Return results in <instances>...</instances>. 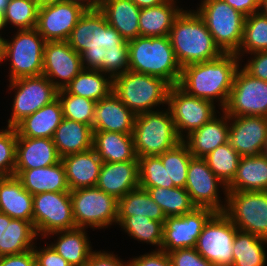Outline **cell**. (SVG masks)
<instances>
[{
  "instance_id": "cell-20",
  "label": "cell",
  "mask_w": 267,
  "mask_h": 266,
  "mask_svg": "<svg viewBox=\"0 0 267 266\" xmlns=\"http://www.w3.org/2000/svg\"><path fill=\"white\" fill-rule=\"evenodd\" d=\"M229 142L241 157L267 150V117L229 116Z\"/></svg>"
},
{
  "instance_id": "cell-48",
  "label": "cell",
  "mask_w": 267,
  "mask_h": 266,
  "mask_svg": "<svg viewBox=\"0 0 267 266\" xmlns=\"http://www.w3.org/2000/svg\"><path fill=\"white\" fill-rule=\"evenodd\" d=\"M171 266H214L202 257L195 248H182L168 253Z\"/></svg>"
},
{
  "instance_id": "cell-41",
  "label": "cell",
  "mask_w": 267,
  "mask_h": 266,
  "mask_svg": "<svg viewBox=\"0 0 267 266\" xmlns=\"http://www.w3.org/2000/svg\"><path fill=\"white\" fill-rule=\"evenodd\" d=\"M168 173V188H185L187 170L193 155L187 145L181 141L174 148L158 155Z\"/></svg>"
},
{
  "instance_id": "cell-42",
  "label": "cell",
  "mask_w": 267,
  "mask_h": 266,
  "mask_svg": "<svg viewBox=\"0 0 267 266\" xmlns=\"http://www.w3.org/2000/svg\"><path fill=\"white\" fill-rule=\"evenodd\" d=\"M266 50L267 16L260 12L252 13L245 19L243 40L236 55L242 60L244 54Z\"/></svg>"
},
{
  "instance_id": "cell-58",
  "label": "cell",
  "mask_w": 267,
  "mask_h": 266,
  "mask_svg": "<svg viewBox=\"0 0 267 266\" xmlns=\"http://www.w3.org/2000/svg\"><path fill=\"white\" fill-rule=\"evenodd\" d=\"M259 12L267 16V0H260Z\"/></svg>"
},
{
  "instance_id": "cell-15",
  "label": "cell",
  "mask_w": 267,
  "mask_h": 266,
  "mask_svg": "<svg viewBox=\"0 0 267 266\" xmlns=\"http://www.w3.org/2000/svg\"><path fill=\"white\" fill-rule=\"evenodd\" d=\"M223 111L229 116L267 117V81L251 76L241 65Z\"/></svg>"
},
{
  "instance_id": "cell-2",
  "label": "cell",
  "mask_w": 267,
  "mask_h": 266,
  "mask_svg": "<svg viewBox=\"0 0 267 266\" xmlns=\"http://www.w3.org/2000/svg\"><path fill=\"white\" fill-rule=\"evenodd\" d=\"M240 61L235 53H223L216 59L187 65L181 70L178 86L191 96L213 103L217 100L223 110Z\"/></svg>"
},
{
  "instance_id": "cell-26",
  "label": "cell",
  "mask_w": 267,
  "mask_h": 266,
  "mask_svg": "<svg viewBox=\"0 0 267 266\" xmlns=\"http://www.w3.org/2000/svg\"><path fill=\"white\" fill-rule=\"evenodd\" d=\"M14 176L32 195L43 192H70L62 161L48 167L14 171Z\"/></svg>"
},
{
  "instance_id": "cell-62",
  "label": "cell",
  "mask_w": 267,
  "mask_h": 266,
  "mask_svg": "<svg viewBox=\"0 0 267 266\" xmlns=\"http://www.w3.org/2000/svg\"><path fill=\"white\" fill-rule=\"evenodd\" d=\"M4 39H5V38L1 37V35H0V63L3 62Z\"/></svg>"
},
{
  "instance_id": "cell-21",
  "label": "cell",
  "mask_w": 267,
  "mask_h": 266,
  "mask_svg": "<svg viewBox=\"0 0 267 266\" xmlns=\"http://www.w3.org/2000/svg\"><path fill=\"white\" fill-rule=\"evenodd\" d=\"M135 117L112 91L96 102L92 130L133 134Z\"/></svg>"
},
{
  "instance_id": "cell-28",
  "label": "cell",
  "mask_w": 267,
  "mask_h": 266,
  "mask_svg": "<svg viewBox=\"0 0 267 266\" xmlns=\"http://www.w3.org/2000/svg\"><path fill=\"white\" fill-rule=\"evenodd\" d=\"M0 212L12 219L33 222V195L14 175L0 177Z\"/></svg>"
},
{
  "instance_id": "cell-13",
  "label": "cell",
  "mask_w": 267,
  "mask_h": 266,
  "mask_svg": "<svg viewBox=\"0 0 267 266\" xmlns=\"http://www.w3.org/2000/svg\"><path fill=\"white\" fill-rule=\"evenodd\" d=\"M237 230L223 212H216L204 225L195 249L214 266H232V245Z\"/></svg>"
},
{
  "instance_id": "cell-31",
  "label": "cell",
  "mask_w": 267,
  "mask_h": 266,
  "mask_svg": "<svg viewBox=\"0 0 267 266\" xmlns=\"http://www.w3.org/2000/svg\"><path fill=\"white\" fill-rule=\"evenodd\" d=\"M52 139L60 158H63L91 149L93 130L89 125L63 118Z\"/></svg>"
},
{
  "instance_id": "cell-23",
  "label": "cell",
  "mask_w": 267,
  "mask_h": 266,
  "mask_svg": "<svg viewBox=\"0 0 267 266\" xmlns=\"http://www.w3.org/2000/svg\"><path fill=\"white\" fill-rule=\"evenodd\" d=\"M60 161L53 139L17 137L15 171L48 167Z\"/></svg>"
},
{
  "instance_id": "cell-59",
  "label": "cell",
  "mask_w": 267,
  "mask_h": 266,
  "mask_svg": "<svg viewBox=\"0 0 267 266\" xmlns=\"http://www.w3.org/2000/svg\"><path fill=\"white\" fill-rule=\"evenodd\" d=\"M3 220H4V213L0 212V246H2Z\"/></svg>"
},
{
  "instance_id": "cell-35",
  "label": "cell",
  "mask_w": 267,
  "mask_h": 266,
  "mask_svg": "<svg viewBox=\"0 0 267 266\" xmlns=\"http://www.w3.org/2000/svg\"><path fill=\"white\" fill-rule=\"evenodd\" d=\"M37 236L33 222L12 219L4 214L0 257L21 254L32 250Z\"/></svg>"
},
{
  "instance_id": "cell-53",
  "label": "cell",
  "mask_w": 267,
  "mask_h": 266,
  "mask_svg": "<svg viewBox=\"0 0 267 266\" xmlns=\"http://www.w3.org/2000/svg\"><path fill=\"white\" fill-rule=\"evenodd\" d=\"M0 266H37L33 249L27 252L0 257Z\"/></svg>"
},
{
  "instance_id": "cell-43",
  "label": "cell",
  "mask_w": 267,
  "mask_h": 266,
  "mask_svg": "<svg viewBox=\"0 0 267 266\" xmlns=\"http://www.w3.org/2000/svg\"><path fill=\"white\" fill-rule=\"evenodd\" d=\"M209 168L226 185L235 177L241 156L230 142L218 146L204 157Z\"/></svg>"
},
{
  "instance_id": "cell-60",
  "label": "cell",
  "mask_w": 267,
  "mask_h": 266,
  "mask_svg": "<svg viewBox=\"0 0 267 266\" xmlns=\"http://www.w3.org/2000/svg\"><path fill=\"white\" fill-rule=\"evenodd\" d=\"M11 0H0V11L5 12L8 4L10 3Z\"/></svg>"
},
{
  "instance_id": "cell-54",
  "label": "cell",
  "mask_w": 267,
  "mask_h": 266,
  "mask_svg": "<svg viewBox=\"0 0 267 266\" xmlns=\"http://www.w3.org/2000/svg\"><path fill=\"white\" fill-rule=\"evenodd\" d=\"M245 17L259 12L260 0H223Z\"/></svg>"
},
{
  "instance_id": "cell-51",
  "label": "cell",
  "mask_w": 267,
  "mask_h": 266,
  "mask_svg": "<svg viewBox=\"0 0 267 266\" xmlns=\"http://www.w3.org/2000/svg\"><path fill=\"white\" fill-rule=\"evenodd\" d=\"M129 266H171L168 253L163 250H153L150 253L140 255L129 260Z\"/></svg>"
},
{
  "instance_id": "cell-39",
  "label": "cell",
  "mask_w": 267,
  "mask_h": 266,
  "mask_svg": "<svg viewBox=\"0 0 267 266\" xmlns=\"http://www.w3.org/2000/svg\"><path fill=\"white\" fill-rule=\"evenodd\" d=\"M141 189L147 190L166 217L181 216L196 208L185 188L152 187Z\"/></svg>"
},
{
  "instance_id": "cell-17",
  "label": "cell",
  "mask_w": 267,
  "mask_h": 266,
  "mask_svg": "<svg viewBox=\"0 0 267 266\" xmlns=\"http://www.w3.org/2000/svg\"><path fill=\"white\" fill-rule=\"evenodd\" d=\"M215 213L210 208L196 207L184 215L166 217L161 250L169 253L182 248H195L204 225Z\"/></svg>"
},
{
  "instance_id": "cell-46",
  "label": "cell",
  "mask_w": 267,
  "mask_h": 266,
  "mask_svg": "<svg viewBox=\"0 0 267 266\" xmlns=\"http://www.w3.org/2000/svg\"><path fill=\"white\" fill-rule=\"evenodd\" d=\"M139 188H168V173L158 156L138 157Z\"/></svg>"
},
{
  "instance_id": "cell-11",
  "label": "cell",
  "mask_w": 267,
  "mask_h": 266,
  "mask_svg": "<svg viewBox=\"0 0 267 266\" xmlns=\"http://www.w3.org/2000/svg\"><path fill=\"white\" fill-rule=\"evenodd\" d=\"M33 225L37 235L77 228L70 192H43L33 195Z\"/></svg>"
},
{
  "instance_id": "cell-29",
  "label": "cell",
  "mask_w": 267,
  "mask_h": 266,
  "mask_svg": "<svg viewBox=\"0 0 267 266\" xmlns=\"http://www.w3.org/2000/svg\"><path fill=\"white\" fill-rule=\"evenodd\" d=\"M92 148L102 162L138 161L132 134L93 131Z\"/></svg>"
},
{
  "instance_id": "cell-33",
  "label": "cell",
  "mask_w": 267,
  "mask_h": 266,
  "mask_svg": "<svg viewBox=\"0 0 267 266\" xmlns=\"http://www.w3.org/2000/svg\"><path fill=\"white\" fill-rule=\"evenodd\" d=\"M86 228H74L48 234L44 239L58 235L50 245L71 266H86L92 251ZM50 235V236H49Z\"/></svg>"
},
{
  "instance_id": "cell-56",
  "label": "cell",
  "mask_w": 267,
  "mask_h": 266,
  "mask_svg": "<svg viewBox=\"0 0 267 266\" xmlns=\"http://www.w3.org/2000/svg\"><path fill=\"white\" fill-rule=\"evenodd\" d=\"M140 9L147 7H154L162 4L167 0H132Z\"/></svg>"
},
{
  "instance_id": "cell-4",
  "label": "cell",
  "mask_w": 267,
  "mask_h": 266,
  "mask_svg": "<svg viewBox=\"0 0 267 266\" xmlns=\"http://www.w3.org/2000/svg\"><path fill=\"white\" fill-rule=\"evenodd\" d=\"M129 70L164 79L171 86L178 85L181 77L169 36H138L128 41Z\"/></svg>"
},
{
  "instance_id": "cell-14",
  "label": "cell",
  "mask_w": 267,
  "mask_h": 266,
  "mask_svg": "<svg viewBox=\"0 0 267 266\" xmlns=\"http://www.w3.org/2000/svg\"><path fill=\"white\" fill-rule=\"evenodd\" d=\"M215 103L187 94L178 85L171 86L167 105L178 136L183 140L217 115ZM185 134H184V133Z\"/></svg>"
},
{
  "instance_id": "cell-55",
  "label": "cell",
  "mask_w": 267,
  "mask_h": 266,
  "mask_svg": "<svg viewBox=\"0 0 267 266\" xmlns=\"http://www.w3.org/2000/svg\"><path fill=\"white\" fill-rule=\"evenodd\" d=\"M81 5L86 10H95L100 8L102 0H67Z\"/></svg>"
},
{
  "instance_id": "cell-47",
  "label": "cell",
  "mask_w": 267,
  "mask_h": 266,
  "mask_svg": "<svg viewBox=\"0 0 267 266\" xmlns=\"http://www.w3.org/2000/svg\"><path fill=\"white\" fill-rule=\"evenodd\" d=\"M17 132L7 126L0 130V177L13 176L16 164Z\"/></svg>"
},
{
  "instance_id": "cell-25",
  "label": "cell",
  "mask_w": 267,
  "mask_h": 266,
  "mask_svg": "<svg viewBox=\"0 0 267 266\" xmlns=\"http://www.w3.org/2000/svg\"><path fill=\"white\" fill-rule=\"evenodd\" d=\"M70 191L96 187L103 162L93 148L61 158Z\"/></svg>"
},
{
  "instance_id": "cell-8",
  "label": "cell",
  "mask_w": 267,
  "mask_h": 266,
  "mask_svg": "<svg viewBox=\"0 0 267 266\" xmlns=\"http://www.w3.org/2000/svg\"><path fill=\"white\" fill-rule=\"evenodd\" d=\"M45 44L36 28L17 29L11 41L4 39L3 61L10 60L8 81L41 75Z\"/></svg>"
},
{
  "instance_id": "cell-12",
  "label": "cell",
  "mask_w": 267,
  "mask_h": 266,
  "mask_svg": "<svg viewBox=\"0 0 267 266\" xmlns=\"http://www.w3.org/2000/svg\"><path fill=\"white\" fill-rule=\"evenodd\" d=\"M9 82V90L15 92L11 118L7 122L10 127L58 98L59 90L43 74Z\"/></svg>"
},
{
  "instance_id": "cell-27",
  "label": "cell",
  "mask_w": 267,
  "mask_h": 266,
  "mask_svg": "<svg viewBox=\"0 0 267 266\" xmlns=\"http://www.w3.org/2000/svg\"><path fill=\"white\" fill-rule=\"evenodd\" d=\"M62 119V105L57 98L50 104L23 118L14 128L16 129L17 137L52 139Z\"/></svg>"
},
{
  "instance_id": "cell-49",
  "label": "cell",
  "mask_w": 267,
  "mask_h": 266,
  "mask_svg": "<svg viewBox=\"0 0 267 266\" xmlns=\"http://www.w3.org/2000/svg\"><path fill=\"white\" fill-rule=\"evenodd\" d=\"M251 59L243 66V69L251 76L267 81V50L251 53Z\"/></svg>"
},
{
  "instance_id": "cell-45",
  "label": "cell",
  "mask_w": 267,
  "mask_h": 266,
  "mask_svg": "<svg viewBox=\"0 0 267 266\" xmlns=\"http://www.w3.org/2000/svg\"><path fill=\"white\" fill-rule=\"evenodd\" d=\"M38 9L34 0H11L4 12L6 24L18 30L36 28Z\"/></svg>"
},
{
  "instance_id": "cell-40",
  "label": "cell",
  "mask_w": 267,
  "mask_h": 266,
  "mask_svg": "<svg viewBox=\"0 0 267 266\" xmlns=\"http://www.w3.org/2000/svg\"><path fill=\"white\" fill-rule=\"evenodd\" d=\"M163 223L144 216H118L117 225L125 230L134 240L142 241L161 250L163 240Z\"/></svg>"
},
{
  "instance_id": "cell-38",
  "label": "cell",
  "mask_w": 267,
  "mask_h": 266,
  "mask_svg": "<svg viewBox=\"0 0 267 266\" xmlns=\"http://www.w3.org/2000/svg\"><path fill=\"white\" fill-rule=\"evenodd\" d=\"M144 216L164 222L166 216L147 190L137 188L118 200V216Z\"/></svg>"
},
{
  "instance_id": "cell-32",
  "label": "cell",
  "mask_w": 267,
  "mask_h": 266,
  "mask_svg": "<svg viewBox=\"0 0 267 266\" xmlns=\"http://www.w3.org/2000/svg\"><path fill=\"white\" fill-rule=\"evenodd\" d=\"M175 0H167L154 7L141 8L139 31L143 37L169 36L175 19L184 10Z\"/></svg>"
},
{
  "instance_id": "cell-1",
  "label": "cell",
  "mask_w": 267,
  "mask_h": 266,
  "mask_svg": "<svg viewBox=\"0 0 267 266\" xmlns=\"http://www.w3.org/2000/svg\"><path fill=\"white\" fill-rule=\"evenodd\" d=\"M81 56L83 69L99 70L112 79L129 70V47L98 8L85 10L67 39Z\"/></svg>"
},
{
  "instance_id": "cell-5",
  "label": "cell",
  "mask_w": 267,
  "mask_h": 266,
  "mask_svg": "<svg viewBox=\"0 0 267 266\" xmlns=\"http://www.w3.org/2000/svg\"><path fill=\"white\" fill-rule=\"evenodd\" d=\"M171 85L164 79L131 70L113 78V93L135 114L155 111L168 101Z\"/></svg>"
},
{
  "instance_id": "cell-6",
  "label": "cell",
  "mask_w": 267,
  "mask_h": 266,
  "mask_svg": "<svg viewBox=\"0 0 267 266\" xmlns=\"http://www.w3.org/2000/svg\"><path fill=\"white\" fill-rule=\"evenodd\" d=\"M132 135L137 157L158 156L182 141L169 108L136 115Z\"/></svg>"
},
{
  "instance_id": "cell-30",
  "label": "cell",
  "mask_w": 267,
  "mask_h": 266,
  "mask_svg": "<svg viewBox=\"0 0 267 266\" xmlns=\"http://www.w3.org/2000/svg\"><path fill=\"white\" fill-rule=\"evenodd\" d=\"M99 9L104 13L108 24L126 41L140 36L141 9L132 0H102Z\"/></svg>"
},
{
  "instance_id": "cell-3",
  "label": "cell",
  "mask_w": 267,
  "mask_h": 266,
  "mask_svg": "<svg viewBox=\"0 0 267 266\" xmlns=\"http://www.w3.org/2000/svg\"><path fill=\"white\" fill-rule=\"evenodd\" d=\"M169 38L181 68L210 61L223 54L195 10L180 13L170 29Z\"/></svg>"
},
{
  "instance_id": "cell-24",
  "label": "cell",
  "mask_w": 267,
  "mask_h": 266,
  "mask_svg": "<svg viewBox=\"0 0 267 266\" xmlns=\"http://www.w3.org/2000/svg\"><path fill=\"white\" fill-rule=\"evenodd\" d=\"M222 113L220 118L216 115L182 140L193 157L204 158L218 146L229 142V115L223 110Z\"/></svg>"
},
{
  "instance_id": "cell-9",
  "label": "cell",
  "mask_w": 267,
  "mask_h": 266,
  "mask_svg": "<svg viewBox=\"0 0 267 266\" xmlns=\"http://www.w3.org/2000/svg\"><path fill=\"white\" fill-rule=\"evenodd\" d=\"M73 218L77 228L105 229L117 223L118 200L97 187L70 191Z\"/></svg>"
},
{
  "instance_id": "cell-52",
  "label": "cell",
  "mask_w": 267,
  "mask_h": 266,
  "mask_svg": "<svg viewBox=\"0 0 267 266\" xmlns=\"http://www.w3.org/2000/svg\"><path fill=\"white\" fill-rule=\"evenodd\" d=\"M114 253L106 251H93L87 260L86 266H129V262H123L122 259Z\"/></svg>"
},
{
  "instance_id": "cell-18",
  "label": "cell",
  "mask_w": 267,
  "mask_h": 266,
  "mask_svg": "<svg viewBox=\"0 0 267 266\" xmlns=\"http://www.w3.org/2000/svg\"><path fill=\"white\" fill-rule=\"evenodd\" d=\"M85 10L69 1L39 5L36 29L45 41H67Z\"/></svg>"
},
{
  "instance_id": "cell-10",
  "label": "cell",
  "mask_w": 267,
  "mask_h": 266,
  "mask_svg": "<svg viewBox=\"0 0 267 266\" xmlns=\"http://www.w3.org/2000/svg\"><path fill=\"white\" fill-rule=\"evenodd\" d=\"M223 213L238 230L267 239V191H227Z\"/></svg>"
},
{
  "instance_id": "cell-34",
  "label": "cell",
  "mask_w": 267,
  "mask_h": 266,
  "mask_svg": "<svg viewBox=\"0 0 267 266\" xmlns=\"http://www.w3.org/2000/svg\"><path fill=\"white\" fill-rule=\"evenodd\" d=\"M227 191H267V156L241 157L233 180Z\"/></svg>"
},
{
  "instance_id": "cell-36",
  "label": "cell",
  "mask_w": 267,
  "mask_h": 266,
  "mask_svg": "<svg viewBox=\"0 0 267 266\" xmlns=\"http://www.w3.org/2000/svg\"><path fill=\"white\" fill-rule=\"evenodd\" d=\"M112 89L113 79L99 70L92 69H82L81 72L64 87L67 93L89 98L95 102L107 97L112 92Z\"/></svg>"
},
{
  "instance_id": "cell-19",
  "label": "cell",
  "mask_w": 267,
  "mask_h": 266,
  "mask_svg": "<svg viewBox=\"0 0 267 266\" xmlns=\"http://www.w3.org/2000/svg\"><path fill=\"white\" fill-rule=\"evenodd\" d=\"M82 69L80 54L67 41H46L42 74L58 90L64 89Z\"/></svg>"
},
{
  "instance_id": "cell-22",
  "label": "cell",
  "mask_w": 267,
  "mask_h": 266,
  "mask_svg": "<svg viewBox=\"0 0 267 266\" xmlns=\"http://www.w3.org/2000/svg\"><path fill=\"white\" fill-rule=\"evenodd\" d=\"M96 187L117 200L121 199L139 188V162H103Z\"/></svg>"
},
{
  "instance_id": "cell-57",
  "label": "cell",
  "mask_w": 267,
  "mask_h": 266,
  "mask_svg": "<svg viewBox=\"0 0 267 266\" xmlns=\"http://www.w3.org/2000/svg\"><path fill=\"white\" fill-rule=\"evenodd\" d=\"M34 1H36L39 5H47V4L65 2L67 0H34Z\"/></svg>"
},
{
  "instance_id": "cell-44",
  "label": "cell",
  "mask_w": 267,
  "mask_h": 266,
  "mask_svg": "<svg viewBox=\"0 0 267 266\" xmlns=\"http://www.w3.org/2000/svg\"><path fill=\"white\" fill-rule=\"evenodd\" d=\"M58 99L62 105L63 118L93 126L95 101L67 93L64 89L58 91Z\"/></svg>"
},
{
  "instance_id": "cell-50",
  "label": "cell",
  "mask_w": 267,
  "mask_h": 266,
  "mask_svg": "<svg viewBox=\"0 0 267 266\" xmlns=\"http://www.w3.org/2000/svg\"><path fill=\"white\" fill-rule=\"evenodd\" d=\"M34 246L33 251L36 257L37 266H71L61 255H59L50 245H46L38 250Z\"/></svg>"
},
{
  "instance_id": "cell-7",
  "label": "cell",
  "mask_w": 267,
  "mask_h": 266,
  "mask_svg": "<svg viewBox=\"0 0 267 266\" xmlns=\"http://www.w3.org/2000/svg\"><path fill=\"white\" fill-rule=\"evenodd\" d=\"M195 10L203 19L216 45L223 53H237L246 17L223 0H201Z\"/></svg>"
},
{
  "instance_id": "cell-16",
  "label": "cell",
  "mask_w": 267,
  "mask_h": 266,
  "mask_svg": "<svg viewBox=\"0 0 267 266\" xmlns=\"http://www.w3.org/2000/svg\"><path fill=\"white\" fill-rule=\"evenodd\" d=\"M219 187L225 192V198L222 199L225 200L224 205L219 197ZM185 190L196 207L224 212L227 204V185L213 173L204 158L193 157L190 160Z\"/></svg>"
},
{
  "instance_id": "cell-37",
  "label": "cell",
  "mask_w": 267,
  "mask_h": 266,
  "mask_svg": "<svg viewBox=\"0 0 267 266\" xmlns=\"http://www.w3.org/2000/svg\"><path fill=\"white\" fill-rule=\"evenodd\" d=\"M266 245L267 239L237 230L232 245V266H265L267 262Z\"/></svg>"
},
{
  "instance_id": "cell-61",
  "label": "cell",
  "mask_w": 267,
  "mask_h": 266,
  "mask_svg": "<svg viewBox=\"0 0 267 266\" xmlns=\"http://www.w3.org/2000/svg\"><path fill=\"white\" fill-rule=\"evenodd\" d=\"M5 26H7L6 21H5V15L3 12L0 11V30H3Z\"/></svg>"
}]
</instances>
